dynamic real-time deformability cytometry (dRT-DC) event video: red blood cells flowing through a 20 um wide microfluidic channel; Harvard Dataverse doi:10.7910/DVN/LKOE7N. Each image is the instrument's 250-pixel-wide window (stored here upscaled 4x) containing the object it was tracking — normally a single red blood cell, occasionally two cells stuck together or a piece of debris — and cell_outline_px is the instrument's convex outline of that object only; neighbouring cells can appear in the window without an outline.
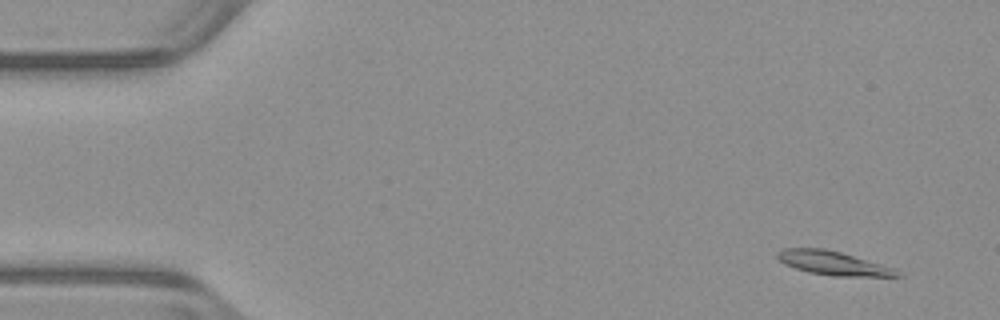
{"species": "common noctule bat (a hibernating species)", "species_latin": "Nyctalus noctula", "temperature_condition": "warm", "stored_images_in_passage": 12, "camera_frame_rate_fps": 3000, "um_per_image_px": 0.085, "animal": {"sex": "male", "body_mass_g": 23.1, "forearm_length_mm": 52.7}, "frame": {"image": 1, "passage_image": 4, "time_ms": 1.0, "image_size_px": [1000, 320], "cell_outline_px": [[904, 276], [832, 276], [808, 272], [784, 264], [776, 256], [776, 252], [784, 248], [824, 248], [840, 252], [896, 268], [904, 272]], "centroid_in_image_um": [70.86, 22.37], "position_along_channel_um": 14.1, "area_um2": 16.76}}